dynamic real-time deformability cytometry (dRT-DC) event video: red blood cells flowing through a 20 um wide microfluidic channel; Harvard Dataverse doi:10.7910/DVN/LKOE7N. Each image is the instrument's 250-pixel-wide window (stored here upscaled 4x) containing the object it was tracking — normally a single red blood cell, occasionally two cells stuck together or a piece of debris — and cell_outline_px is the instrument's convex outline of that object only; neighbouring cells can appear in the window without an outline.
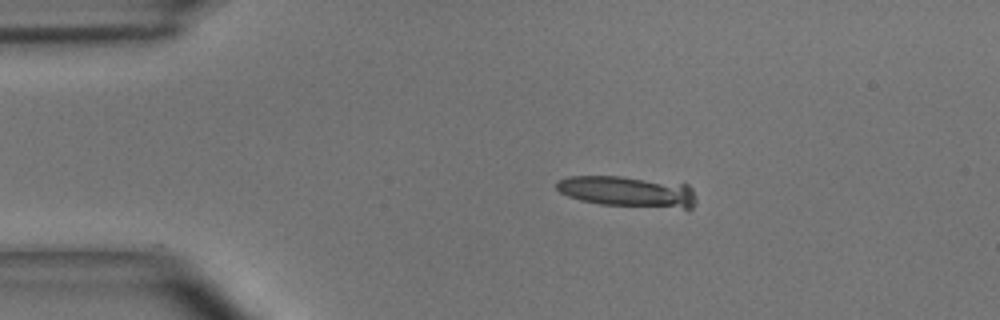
{"species": "common noctule bat (a hibernating species)", "species_latin": "Nyctalus noctula", "temperature_condition": "room temperature", "stored_images_in_passage": 5, "camera_frame_rate_fps": 3000, "um_per_image_px": 0.085, "animal": {"sex": "male", "body_mass_g": 15.6}, "frame": {"image": 1, "passage_image": 1, "time_ms": 0.0, "image_size_px": [1000, 320], "cell_outline_px": [[696, 204], [692, 208], [684, 208], [600, 204], [580, 200], [568, 196], [560, 192], [556, 188], [556, 184], [560, 180], [568, 176], [620, 176], [688, 184], [692, 188], [696, 196]], "centroid_in_image_um": [53.38, 16.27], "position_along_channel_um": 31.6, "area_um2": 25.03}}